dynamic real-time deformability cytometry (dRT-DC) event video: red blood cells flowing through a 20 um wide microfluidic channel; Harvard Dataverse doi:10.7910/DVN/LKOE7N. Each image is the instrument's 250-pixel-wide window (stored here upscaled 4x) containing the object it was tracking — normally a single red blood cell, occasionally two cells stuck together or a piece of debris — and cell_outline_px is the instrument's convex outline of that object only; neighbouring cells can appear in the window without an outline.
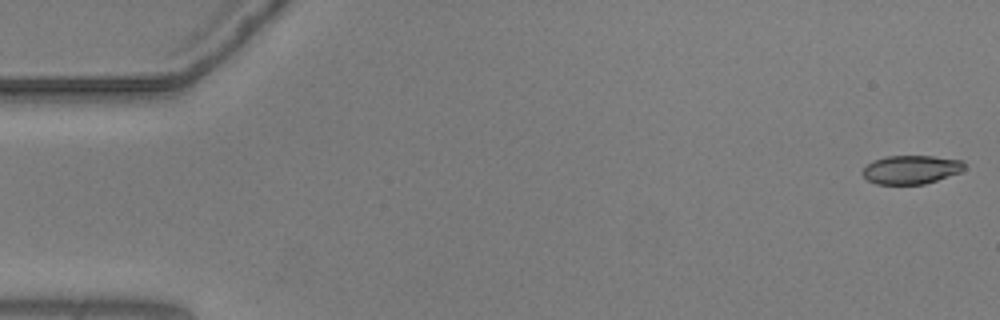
{"species": "common noctule bat (a hibernating species)", "species_latin": "Nyctalus noctula", "temperature_condition": "warm", "stored_images_in_passage": 16, "camera_frame_rate_fps": 3000, "um_per_image_px": 0.085, "animal": {"sex": "male", "body_mass_g": 20.5, "forearm_length_mm": 52.5}, "frame": {"image": 1, "passage_image": 1, "time_ms": 0.0, "image_size_px": [1000, 320], "cell_outline_px": [[964, 168], [960, 172], [924, 184], [876, 184], [868, 180], [860, 172], [872, 160], [888, 156], [932, 156], [964, 160]], "centroid_in_image_um": [77.42, 14.41], "position_along_channel_um": 7.6, "area_um2": 16.94}}
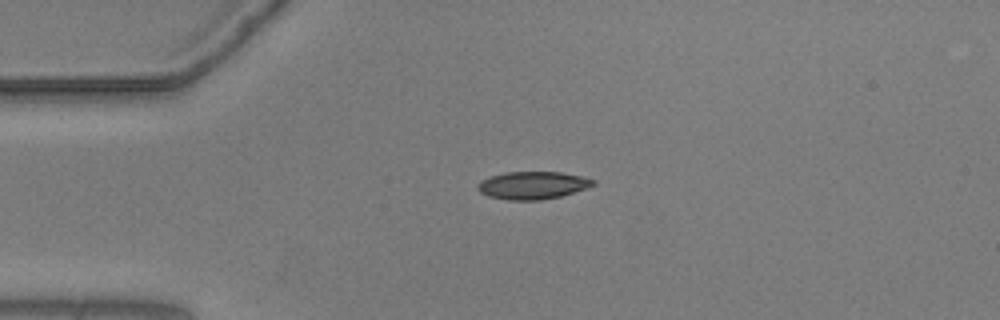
{"frame": {"image": 2, "passage_image": 13, "time_ms": 4.0, "image_size_px": [1000, 320], "cell_outline_px": [[596, 184], [560, 196], [540, 200], [508, 200], [488, 196], [480, 192], [476, 188], [476, 184], [480, 180], [488, 176], [504, 172], [560, 172], [580, 176], [596, 180]], "centroid_in_image_um": [45.2, 15.74], "position_along_channel_um": 39.8, "area_um2": 18.61}}